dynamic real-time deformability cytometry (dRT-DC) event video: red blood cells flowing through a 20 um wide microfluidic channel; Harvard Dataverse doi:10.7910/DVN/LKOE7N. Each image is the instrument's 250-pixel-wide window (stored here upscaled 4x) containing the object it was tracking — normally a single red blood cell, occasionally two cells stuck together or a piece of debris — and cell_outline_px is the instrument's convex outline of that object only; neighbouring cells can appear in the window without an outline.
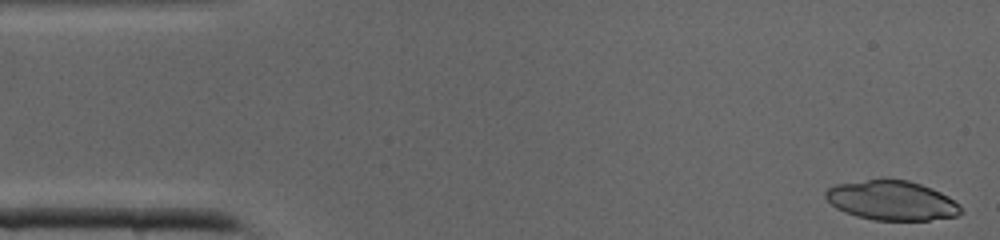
{"species": "common noctule bat (a hibernating species)", "species_latin": "Nyctalus noctula", "temperature_condition": "cold", "stored_images_in_passage": 37, "camera_frame_rate_fps": 3000, "um_per_image_px": 0.085, "animal": {"sex": "male", "body_mass_g": 19.0, "forearm_length_mm": 50.8}, "frame": {"image": 1, "passage_image": 1, "time_ms": 0.0, "image_size_px": [1000, 240], "cell_outline_px": [[964, 212], [956, 216], [928, 220], [872, 220], [856, 216], [844, 212], [836, 208], [824, 196], [824, 192], [828, 188], [836, 184], [884, 176], [908, 180], [932, 188], [948, 196], [960, 204]], "centroid_in_image_um": [75.79, 17.01], "position_along_channel_um": 9.2, "area_um2": 31.91}}